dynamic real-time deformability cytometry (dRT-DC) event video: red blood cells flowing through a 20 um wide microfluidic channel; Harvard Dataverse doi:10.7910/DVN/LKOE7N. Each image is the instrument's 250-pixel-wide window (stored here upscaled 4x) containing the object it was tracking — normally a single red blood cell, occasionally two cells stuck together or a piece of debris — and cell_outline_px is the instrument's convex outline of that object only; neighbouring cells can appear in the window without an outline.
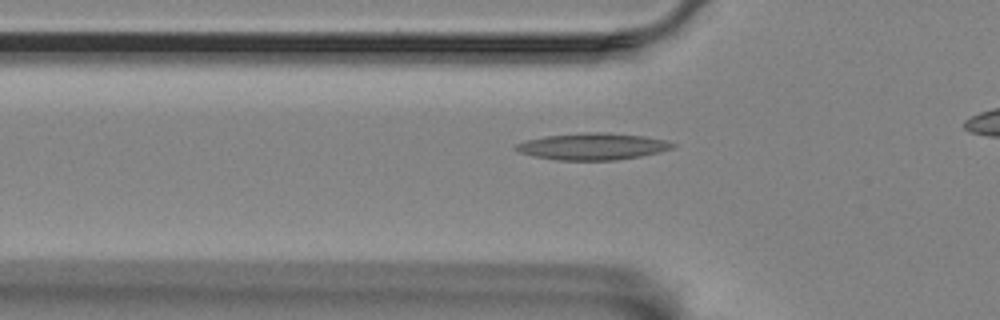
{"species": "Egyptian fruit bat (a non-hibernating species)", "species_latin": "Rousettus aegyptiacus", "temperature_condition": "room temperature", "stored_images_in_passage": 43, "camera_frame_rate_fps": 3000, "um_per_image_px": 0.085, "animal": {"sex": "female"}, "frame": {"image": 1, "passage_image": 12, "time_ms": 3.667, "image_size_px": [1000, 320], "cell_outline_px": [[676, 144], [672, 148], [660, 152], [640, 156], [616, 160], [556, 160], [536, 156], [520, 152], [516, 148], [516, 144], [528, 140], [544, 136], [588, 132], [608, 132], [644, 136], [664, 140]], "centroid_in_image_um": [50.41, 12.44], "position_along_channel_um": 75.4, "area_um2": 24.16}}
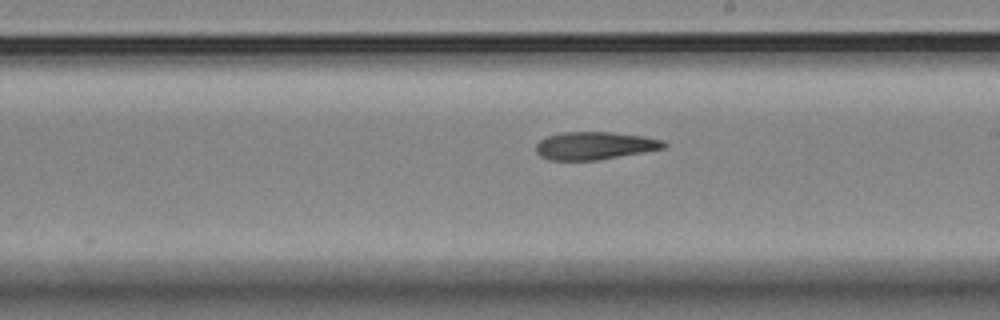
{"frame": {"image": 2, "passage_image": 26, "time_ms": 8.333, "image_size_px": [1000, 320], "cell_outline_px": [[668, 144], [664, 148], [644, 152], [596, 160], [548, 160], [540, 156], [536, 152], [536, 144], [540, 140], [548, 136], [560, 132], [612, 132], [644, 136], [664, 140]], "centroid_in_image_um": [50.55, 12.38], "position_along_channel_um": 238.5, "area_um2": 20.75}}
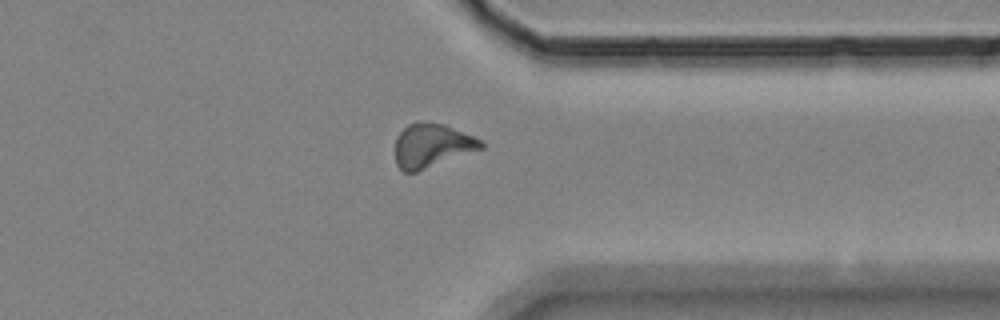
{"frame": {"image": 3, "passage_image": 38, "time_ms": 12.333, "image_size_px": [1000, 320], "cell_outline_px": [[484, 148], [416, 172], [404, 172], [396, 164], [396, 136], [408, 124], [444, 124], [472, 136], [480, 140], [484, 144]], "centroid_in_image_um": [36.71, 12.41], "position_along_channel_um": 374.7, "area_um2": 21.33}}